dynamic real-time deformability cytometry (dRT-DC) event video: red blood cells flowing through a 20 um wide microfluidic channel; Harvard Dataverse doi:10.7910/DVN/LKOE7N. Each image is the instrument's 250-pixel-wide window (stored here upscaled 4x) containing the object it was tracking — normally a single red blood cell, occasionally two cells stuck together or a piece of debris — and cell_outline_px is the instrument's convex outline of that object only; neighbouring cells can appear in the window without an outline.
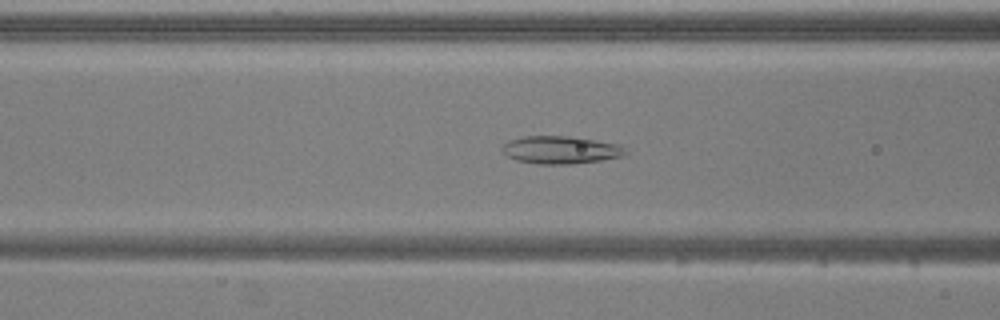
{"species": "common noctule bat (a hibernating species)", "species_latin": "Nyctalus noctula", "temperature_condition": "warm", "stored_images_in_passage": 52, "camera_frame_rate_fps": 3000, "um_per_image_px": 0.085, "animal": {"sex": "male", "body_mass_g": 20.5, "forearm_length_mm": 52.5}, "frame": {"image": 1, "passage_image": 21, "time_ms": 6.667, "image_size_px": [1000, 320], "cell_outline_px": [[628, 152], [620, 156], [600, 160], [572, 164], [540, 164], [516, 160], [508, 156], [500, 148], [508, 140], [524, 136], [568, 136], [620, 144]], "centroid_in_image_um": [47.63, 12.74], "position_along_channel_um": 119.0, "area_um2": 19.77}}
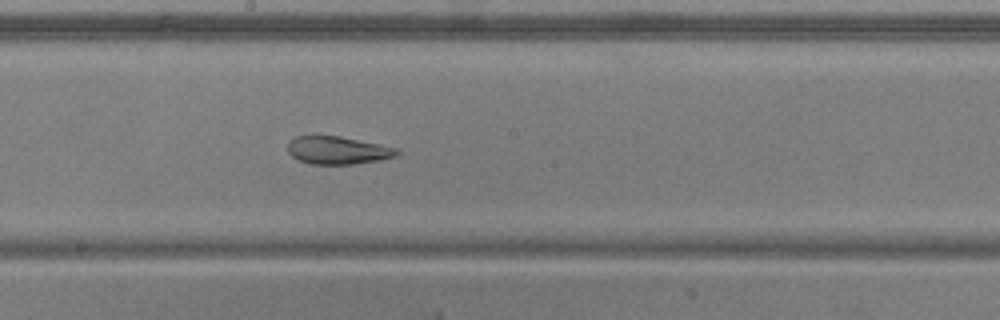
{"frame": {"image": 2, "passage_image": 29, "time_ms": 9.333, "image_size_px": [1000, 320], "cell_outline_px": [[400, 152], [396, 156], [380, 160], [352, 164], [308, 164], [296, 160], [288, 152], [288, 140], [296, 136], [340, 136], [396, 148]], "centroid_in_image_um": [28.65, 12.78], "position_along_channel_um": 219.5, "area_um2": 17.69}}
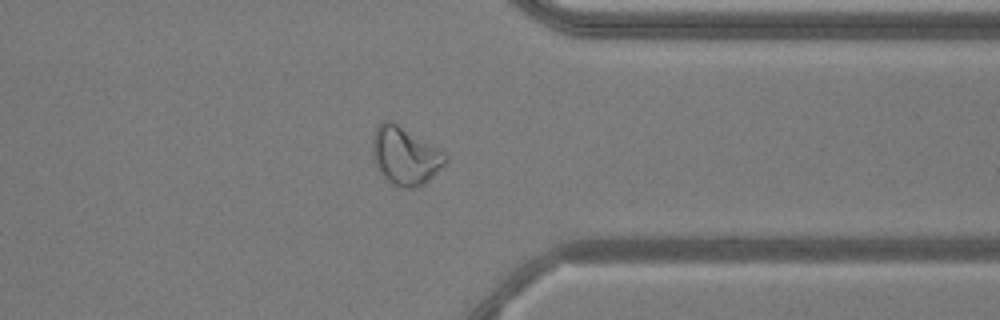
{"frame": {"image": 3, "passage_image": 42, "time_ms": 13.667, "image_size_px": [1000, 320], "cell_outline_px": [[448, 160], [424, 184], [416, 188], [404, 188], [392, 184], [384, 180], [376, 164], [372, 152], [372, 140], [376, 128], [384, 120], [392, 120], [448, 152]], "centroid_in_image_um": [34.46, 13.23], "position_along_channel_um": 376.9, "area_um2": 25.03}, "authors_computed_cell_mechanics": {"area_um2": 24.7095, "velocity_mm_per_s": 3.7601, "shape_relaxation_time_tau1_ms": null, "shape_relaxation_time_tau2_ms": 2.2791, "deformation_change_tau1": null, "deformation_change_tau2": 0.0944}}